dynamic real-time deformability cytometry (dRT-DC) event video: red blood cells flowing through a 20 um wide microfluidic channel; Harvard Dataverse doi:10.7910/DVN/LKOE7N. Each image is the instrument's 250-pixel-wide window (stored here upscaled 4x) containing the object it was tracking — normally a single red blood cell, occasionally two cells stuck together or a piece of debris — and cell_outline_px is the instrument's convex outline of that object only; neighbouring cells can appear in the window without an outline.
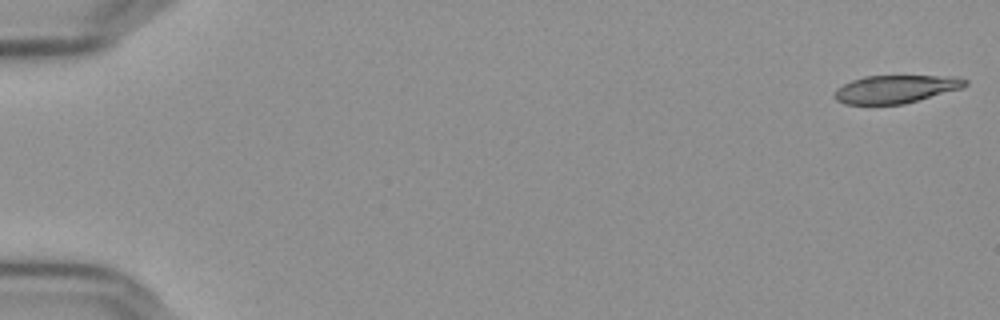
{"species": "Egyptian fruit bat (a non-hibernating species)", "species_latin": "Rousettus aegyptiacus", "temperature_condition": "cold", "stored_images_in_passage": 56, "camera_frame_rate_fps": 3000, "um_per_image_px": 0.085, "frame": {"image": 1, "passage_image": 1, "time_ms": 0.0, "image_size_px": [1000, 320], "cell_outline_px": [[968, 84], [960, 88], [904, 104], [844, 104], [836, 100], [832, 96], [836, 88], [852, 80], [864, 76], [960, 76], [968, 80]], "centroid_in_image_um": [76.11, 7.57], "position_along_channel_um": 8.9, "area_um2": 21.27}}
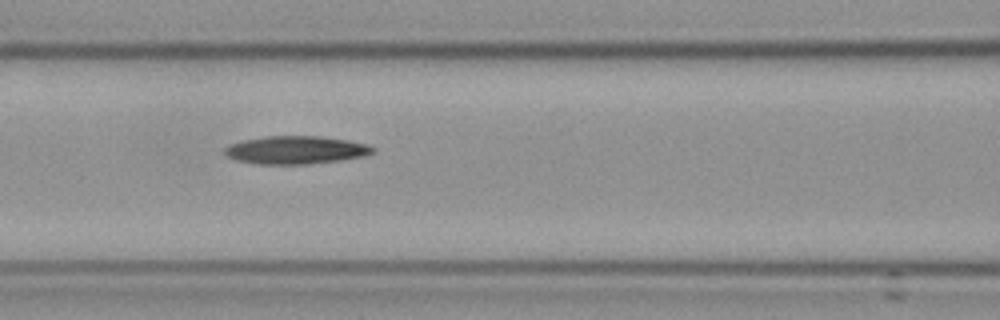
{"frame": {"image": 2, "passage_image": 25, "time_ms": 8.0, "image_size_px": [1000, 320], "cell_outline_px": [[376, 152], [364, 156], [340, 160], [308, 164], [252, 164], [236, 160], [228, 156], [224, 152], [224, 148], [228, 144], [244, 140], [264, 136], [320, 136], [348, 140], [368, 144], [376, 148]], "centroid_in_image_um": [25.15, 12.75], "position_along_channel_um": 141.4, "area_um2": 24.39}}
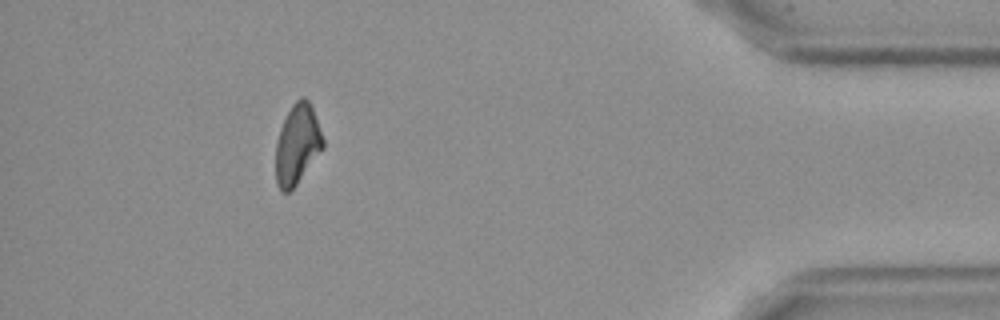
{"frame": {"image": 3, "passage_image": 51, "time_ms": 16.667, "image_size_px": [1000, 320], "cell_outline_px": [[324, 148], [296, 184], [288, 192], [284, 192], [276, 184], [276, 140], [280, 128], [292, 104], [300, 96], [304, 96], [312, 104], [324, 140]], "centroid_in_image_um": [25.28, 12.23], "position_along_channel_um": 409.9, "area_um2": 22.02}}